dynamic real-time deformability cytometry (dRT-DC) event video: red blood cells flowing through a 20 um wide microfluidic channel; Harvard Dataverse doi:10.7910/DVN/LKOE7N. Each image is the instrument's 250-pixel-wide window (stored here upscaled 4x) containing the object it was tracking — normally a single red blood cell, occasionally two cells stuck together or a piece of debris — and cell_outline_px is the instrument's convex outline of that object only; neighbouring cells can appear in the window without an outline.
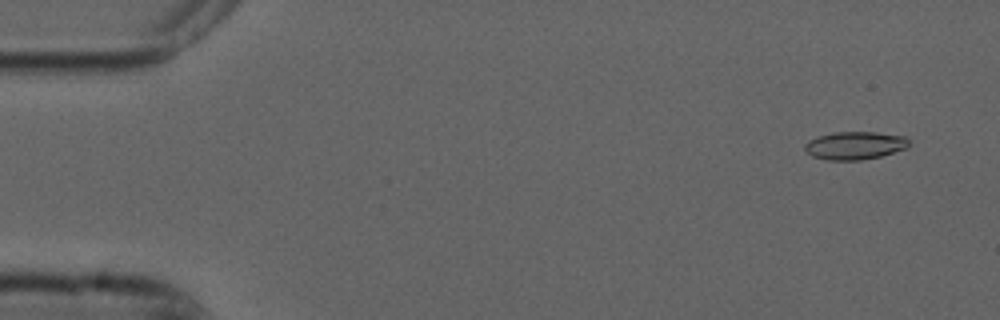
{"species": "common noctule bat (a hibernating species)", "species_latin": "Nyctalus noctula", "temperature_condition": "cold", "stored_images_in_passage": 13, "camera_frame_rate_fps": 3000, "um_per_image_px": 0.085, "animal": {"sex": "male", "forearm_length_mm": 52.5}, "frame": {"image": 1, "passage_image": 4, "time_ms": 1.0, "image_size_px": [1000, 320], "cell_outline_px": [[908, 148], [880, 156], [860, 160], [828, 160], [812, 156], [804, 148], [804, 144], [808, 140], [816, 136], [832, 132], [876, 132], [904, 136], [908, 140]], "centroid_in_image_um": [72.63, 12.36], "position_along_channel_um": 12.4, "area_um2": 16.99}}